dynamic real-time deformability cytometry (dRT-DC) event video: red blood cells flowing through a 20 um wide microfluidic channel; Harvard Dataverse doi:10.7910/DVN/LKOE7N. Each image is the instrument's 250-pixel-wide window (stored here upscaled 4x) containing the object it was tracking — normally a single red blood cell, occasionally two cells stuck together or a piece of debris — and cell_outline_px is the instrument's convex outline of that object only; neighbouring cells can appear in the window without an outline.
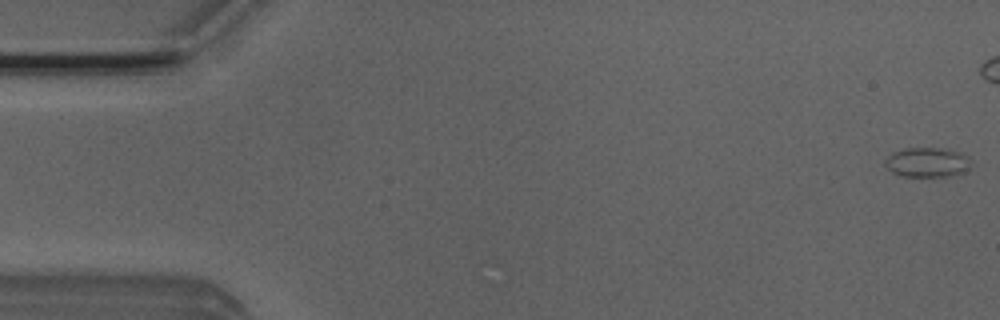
{"species": "Egyptian fruit bat (a non-hibernating species)", "species_latin": "Rousettus aegyptiacus", "temperature_condition": "room temperature", "stored_images_in_passage": 42, "camera_frame_rate_fps": 3000, "um_per_image_px": 0.085, "animal": {"sex": "male"}, "frame": {"image": 1, "passage_image": 1, "time_ms": 0.0, "image_size_px": [1000, 320], "cell_outline_px": [[972, 160], [968, 168], [964, 172], [952, 176], [900, 176], [892, 172], [884, 164], [884, 160], [892, 152], [904, 148], [940, 148], [960, 152], [968, 156]], "centroid_in_image_um": [78.81, 13.79], "position_along_channel_um": 6.2, "area_um2": 14.97}}
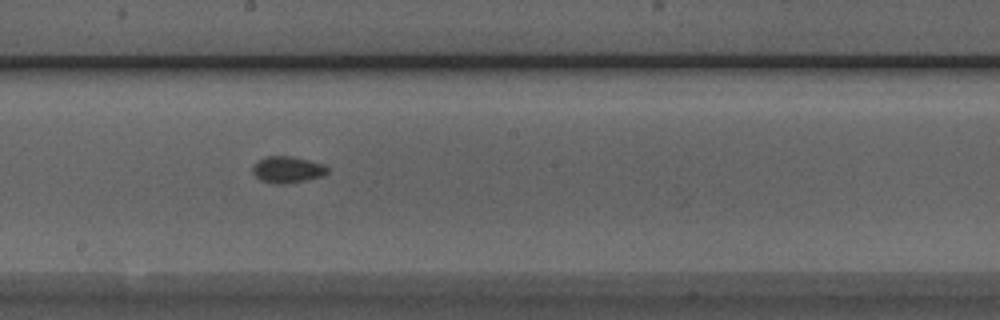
{"frame": {"image": 2, "passage_image": 28, "time_ms": 9.0, "image_size_px": [1000, 320], "cell_outline_px": [[328, 172], [324, 176], [284, 184], [276, 184], [260, 180], [252, 172], [252, 164], [264, 156], [292, 156], [324, 164], [328, 168]], "centroid_in_image_um": [24.41, 14.41], "position_along_channel_um": 223.8, "area_um2": 11.68}}
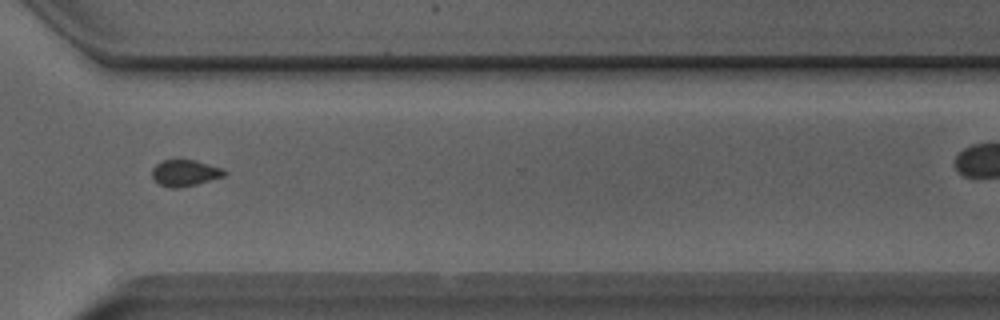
{"frame": {"image": 3, "passage_image": 38, "time_ms": 12.333, "image_size_px": [1000, 320], "cell_outline_px": [[228, 172], [224, 176], [196, 184], [180, 188], [168, 188], [160, 184], [152, 176], [152, 168], [160, 160], [196, 160], [224, 168]], "centroid_in_image_um": [15.74, 14.69], "position_along_channel_um": 354.9, "area_um2": 11.21}}